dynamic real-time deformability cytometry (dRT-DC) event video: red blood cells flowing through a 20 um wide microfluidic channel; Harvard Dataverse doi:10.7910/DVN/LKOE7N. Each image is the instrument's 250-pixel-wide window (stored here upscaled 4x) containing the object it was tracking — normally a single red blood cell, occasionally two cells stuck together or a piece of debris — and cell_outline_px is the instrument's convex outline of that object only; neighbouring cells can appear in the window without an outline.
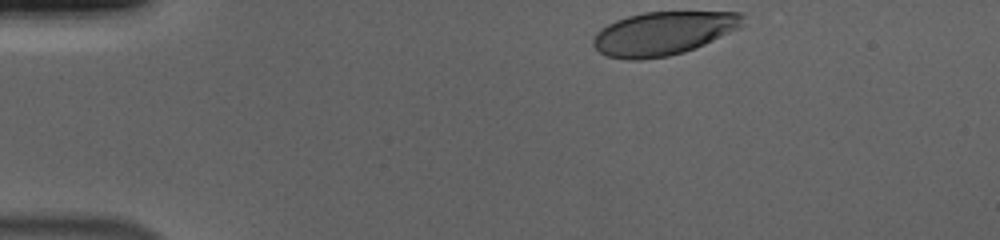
{"species": "human", "species_latin": "Homo sapiens", "temperature_condition": "cold", "stored_images_in_passage": 38, "camera_frame_rate_fps": 3000, "um_per_image_px": 0.085, "donor": {"sex": "male"}, "frame": {"image": 1, "passage_image": 1, "time_ms": 0.0, "image_size_px": [1000, 240], "cell_outline_px": [[744, 24], [740, 28], [696, 48], [684, 52], [668, 56], [640, 60], [628, 60], [608, 56], [600, 52], [592, 44], [592, 40], [596, 32], [600, 28], [616, 20], [628, 16], [644, 12], [744, 12]], "centroid_in_image_um": [56.39, 2.83], "position_along_channel_um": 28.6, "area_um2": 38.09}}
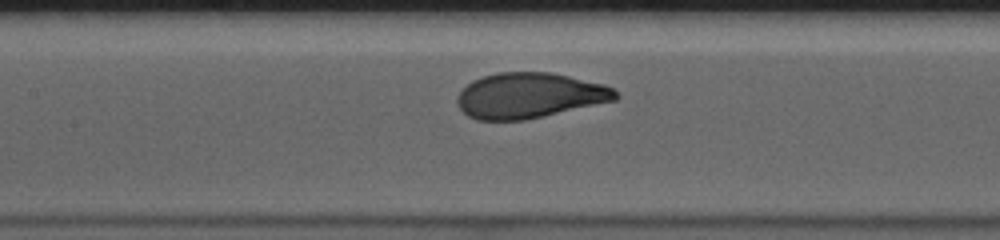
{"frame": {"image": 2, "passage_image": 18, "time_ms": 5.667, "image_size_px": [1000, 240], "cell_outline_px": [[620, 96], [616, 100], [524, 120], [476, 120], [468, 116], [460, 108], [456, 100], [456, 96], [472, 80], [480, 76], [496, 72], [552, 72], [604, 84], [612, 88]], "centroid_in_image_um": [44.98, 8.11], "position_along_channel_um": 162.4, "area_um2": 41.91}}
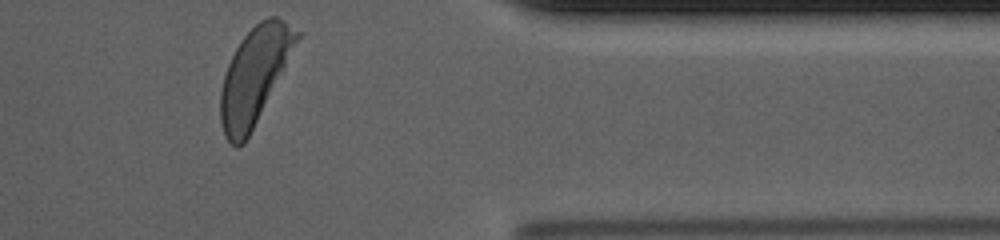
{"frame": {"image": 3, "passage_image": 38, "time_ms": 12.333, "image_size_px": [1000, 240], "cell_outline_px": [[300, 36], [244, 144], [236, 148], [224, 136], [220, 120], [220, 92], [224, 76], [228, 64], [236, 48], [244, 36], [260, 20], [268, 16], [276, 16], [284, 20], [300, 32]], "centroid_in_image_um": [21.59, 6.42], "position_along_channel_um": 389.8, "area_um2": 41.5}, "authors_computed_cell_mechanics": {"area_um2": 41.9339, "velocity_mm_per_s": 3.6623, "shape_relaxation_time_tau1_ms": 2.8125, "shape_relaxation_time_tau2_ms": null, "deformation_change_tau1": 0.1576, "deformation_change_tau2": null}}